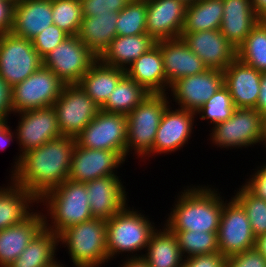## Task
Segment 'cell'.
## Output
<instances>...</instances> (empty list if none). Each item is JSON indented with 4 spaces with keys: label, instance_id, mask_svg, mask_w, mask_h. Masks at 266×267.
<instances>
[{
    "label": "cell",
    "instance_id": "41",
    "mask_svg": "<svg viewBox=\"0 0 266 267\" xmlns=\"http://www.w3.org/2000/svg\"><path fill=\"white\" fill-rule=\"evenodd\" d=\"M68 36L62 29L52 24L32 39L33 47L43 59Z\"/></svg>",
    "mask_w": 266,
    "mask_h": 267
},
{
    "label": "cell",
    "instance_id": "54",
    "mask_svg": "<svg viewBox=\"0 0 266 267\" xmlns=\"http://www.w3.org/2000/svg\"><path fill=\"white\" fill-rule=\"evenodd\" d=\"M65 266H67V265H65V263L62 264V262H60V261L57 259L55 262H53L51 265H49V266H47V267H65Z\"/></svg>",
    "mask_w": 266,
    "mask_h": 267
},
{
    "label": "cell",
    "instance_id": "55",
    "mask_svg": "<svg viewBox=\"0 0 266 267\" xmlns=\"http://www.w3.org/2000/svg\"><path fill=\"white\" fill-rule=\"evenodd\" d=\"M180 1H182V2L185 3L186 5H190V4L195 3V2L198 1V0H180Z\"/></svg>",
    "mask_w": 266,
    "mask_h": 267
},
{
    "label": "cell",
    "instance_id": "31",
    "mask_svg": "<svg viewBox=\"0 0 266 267\" xmlns=\"http://www.w3.org/2000/svg\"><path fill=\"white\" fill-rule=\"evenodd\" d=\"M118 13L83 17L78 33L79 39L99 58L117 36Z\"/></svg>",
    "mask_w": 266,
    "mask_h": 267
},
{
    "label": "cell",
    "instance_id": "4",
    "mask_svg": "<svg viewBox=\"0 0 266 267\" xmlns=\"http://www.w3.org/2000/svg\"><path fill=\"white\" fill-rule=\"evenodd\" d=\"M38 203H42L38 206H46L44 207L46 210L43 211L45 228L58 235L69 226L93 218L87 188L82 182L67 179L46 192Z\"/></svg>",
    "mask_w": 266,
    "mask_h": 267
},
{
    "label": "cell",
    "instance_id": "42",
    "mask_svg": "<svg viewBox=\"0 0 266 267\" xmlns=\"http://www.w3.org/2000/svg\"><path fill=\"white\" fill-rule=\"evenodd\" d=\"M83 17L119 13L131 0H80Z\"/></svg>",
    "mask_w": 266,
    "mask_h": 267
},
{
    "label": "cell",
    "instance_id": "20",
    "mask_svg": "<svg viewBox=\"0 0 266 267\" xmlns=\"http://www.w3.org/2000/svg\"><path fill=\"white\" fill-rule=\"evenodd\" d=\"M120 177L110 175L85 182L93 218L107 221L129 203L125 182Z\"/></svg>",
    "mask_w": 266,
    "mask_h": 267
},
{
    "label": "cell",
    "instance_id": "3",
    "mask_svg": "<svg viewBox=\"0 0 266 267\" xmlns=\"http://www.w3.org/2000/svg\"><path fill=\"white\" fill-rule=\"evenodd\" d=\"M138 209L127 204L119 213L106 221L109 263L111 260H116L120 254L121 257L127 256L125 257L127 259L143 257V251L146 250L150 237L158 225Z\"/></svg>",
    "mask_w": 266,
    "mask_h": 267
},
{
    "label": "cell",
    "instance_id": "9",
    "mask_svg": "<svg viewBox=\"0 0 266 267\" xmlns=\"http://www.w3.org/2000/svg\"><path fill=\"white\" fill-rule=\"evenodd\" d=\"M43 65L32 40L13 33L0 35V77L12 88Z\"/></svg>",
    "mask_w": 266,
    "mask_h": 267
},
{
    "label": "cell",
    "instance_id": "37",
    "mask_svg": "<svg viewBox=\"0 0 266 267\" xmlns=\"http://www.w3.org/2000/svg\"><path fill=\"white\" fill-rule=\"evenodd\" d=\"M147 1L131 0L119 13L116 23L117 36L147 34Z\"/></svg>",
    "mask_w": 266,
    "mask_h": 267
},
{
    "label": "cell",
    "instance_id": "57",
    "mask_svg": "<svg viewBox=\"0 0 266 267\" xmlns=\"http://www.w3.org/2000/svg\"><path fill=\"white\" fill-rule=\"evenodd\" d=\"M7 1H12V2L16 3L18 0H7Z\"/></svg>",
    "mask_w": 266,
    "mask_h": 267
},
{
    "label": "cell",
    "instance_id": "43",
    "mask_svg": "<svg viewBox=\"0 0 266 267\" xmlns=\"http://www.w3.org/2000/svg\"><path fill=\"white\" fill-rule=\"evenodd\" d=\"M225 267H266V258L254 247L228 256Z\"/></svg>",
    "mask_w": 266,
    "mask_h": 267
},
{
    "label": "cell",
    "instance_id": "11",
    "mask_svg": "<svg viewBox=\"0 0 266 267\" xmlns=\"http://www.w3.org/2000/svg\"><path fill=\"white\" fill-rule=\"evenodd\" d=\"M97 59L77 35H69L43 58V66L65 85H73L79 83Z\"/></svg>",
    "mask_w": 266,
    "mask_h": 267
},
{
    "label": "cell",
    "instance_id": "24",
    "mask_svg": "<svg viewBox=\"0 0 266 267\" xmlns=\"http://www.w3.org/2000/svg\"><path fill=\"white\" fill-rule=\"evenodd\" d=\"M53 24L51 0H18L11 33L32 40Z\"/></svg>",
    "mask_w": 266,
    "mask_h": 267
},
{
    "label": "cell",
    "instance_id": "49",
    "mask_svg": "<svg viewBox=\"0 0 266 267\" xmlns=\"http://www.w3.org/2000/svg\"><path fill=\"white\" fill-rule=\"evenodd\" d=\"M264 118H266V73H262L260 91L255 108Z\"/></svg>",
    "mask_w": 266,
    "mask_h": 267
},
{
    "label": "cell",
    "instance_id": "7",
    "mask_svg": "<svg viewBox=\"0 0 266 267\" xmlns=\"http://www.w3.org/2000/svg\"><path fill=\"white\" fill-rule=\"evenodd\" d=\"M264 117L254 108H236L230 118L214 125L209 140L215 148L248 149L260 146L263 139Z\"/></svg>",
    "mask_w": 266,
    "mask_h": 267
},
{
    "label": "cell",
    "instance_id": "53",
    "mask_svg": "<svg viewBox=\"0 0 266 267\" xmlns=\"http://www.w3.org/2000/svg\"><path fill=\"white\" fill-rule=\"evenodd\" d=\"M261 145L262 146L264 145L265 146L264 148L266 149V118H264V130H263V139Z\"/></svg>",
    "mask_w": 266,
    "mask_h": 267
},
{
    "label": "cell",
    "instance_id": "13",
    "mask_svg": "<svg viewBox=\"0 0 266 267\" xmlns=\"http://www.w3.org/2000/svg\"><path fill=\"white\" fill-rule=\"evenodd\" d=\"M53 108L62 136L72 138H76L100 110L78 84L65 85Z\"/></svg>",
    "mask_w": 266,
    "mask_h": 267
},
{
    "label": "cell",
    "instance_id": "56",
    "mask_svg": "<svg viewBox=\"0 0 266 267\" xmlns=\"http://www.w3.org/2000/svg\"><path fill=\"white\" fill-rule=\"evenodd\" d=\"M180 267H189L185 262Z\"/></svg>",
    "mask_w": 266,
    "mask_h": 267
},
{
    "label": "cell",
    "instance_id": "15",
    "mask_svg": "<svg viewBox=\"0 0 266 267\" xmlns=\"http://www.w3.org/2000/svg\"><path fill=\"white\" fill-rule=\"evenodd\" d=\"M223 85L224 72L207 69L203 73L180 78L170 86L168 94L178 108L196 113Z\"/></svg>",
    "mask_w": 266,
    "mask_h": 267
},
{
    "label": "cell",
    "instance_id": "38",
    "mask_svg": "<svg viewBox=\"0 0 266 267\" xmlns=\"http://www.w3.org/2000/svg\"><path fill=\"white\" fill-rule=\"evenodd\" d=\"M237 190V191H236ZM232 197L244 208L255 237L266 233V201L253 195L243 184Z\"/></svg>",
    "mask_w": 266,
    "mask_h": 267
},
{
    "label": "cell",
    "instance_id": "22",
    "mask_svg": "<svg viewBox=\"0 0 266 267\" xmlns=\"http://www.w3.org/2000/svg\"><path fill=\"white\" fill-rule=\"evenodd\" d=\"M224 85L228 88L236 108H256L262 73L236 58L224 71Z\"/></svg>",
    "mask_w": 266,
    "mask_h": 267
},
{
    "label": "cell",
    "instance_id": "5",
    "mask_svg": "<svg viewBox=\"0 0 266 267\" xmlns=\"http://www.w3.org/2000/svg\"><path fill=\"white\" fill-rule=\"evenodd\" d=\"M73 267H101L108 263L106 220L92 218L69 226L59 234Z\"/></svg>",
    "mask_w": 266,
    "mask_h": 267
},
{
    "label": "cell",
    "instance_id": "47",
    "mask_svg": "<svg viewBox=\"0 0 266 267\" xmlns=\"http://www.w3.org/2000/svg\"><path fill=\"white\" fill-rule=\"evenodd\" d=\"M11 88L0 77V119H7L12 114Z\"/></svg>",
    "mask_w": 266,
    "mask_h": 267
},
{
    "label": "cell",
    "instance_id": "26",
    "mask_svg": "<svg viewBox=\"0 0 266 267\" xmlns=\"http://www.w3.org/2000/svg\"><path fill=\"white\" fill-rule=\"evenodd\" d=\"M224 13L220 31L225 38L238 48L260 21L251 4V0H223Z\"/></svg>",
    "mask_w": 266,
    "mask_h": 267
},
{
    "label": "cell",
    "instance_id": "51",
    "mask_svg": "<svg viewBox=\"0 0 266 267\" xmlns=\"http://www.w3.org/2000/svg\"><path fill=\"white\" fill-rule=\"evenodd\" d=\"M123 260L120 261L123 262L119 265L120 267H149L142 258H124Z\"/></svg>",
    "mask_w": 266,
    "mask_h": 267
},
{
    "label": "cell",
    "instance_id": "23",
    "mask_svg": "<svg viewBox=\"0 0 266 267\" xmlns=\"http://www.w3.org/2000/svg\"><path fill=\"white\" fill-rule=\"evenodd\" d=\"M43 210H36L22 223L0 231V267H8L45 227Z\"/></svg>",
    "mask_w": 266,
    "mask_h": 267
},
{
    "label": "cell",
    "instance_id": "10",
    "mask_svg": "<svg viewBox=\"0 0 266 267\" xmlns=\"http://www.w3.org/2000/svg\"><path fill=\"white\" fill-rule=\"evenodd\" d=\"M13 115L19 116L15 132L20 154H17L16 158L14 157L15 161L11 166V173L18 167L24 153L37 149L46 142L62 136L53 106L27 110Z\"/></svg>",
    "mask_w": 266,
    "mask_h": 267
},
{
    "label": "cell",
    "instance_id": "18",
    "mask_svg": "<svg viewBox=\"0 0 266 267\" xmlns=\"http://www.w3.org/2000/svg\"><path fill=\"white\" fill-rule=\"evenodd\" d=\"M181 38L208 69L224 71L237 58V48L219 29L182 33Z\"/></svg>",
    "mask_w": 266,
    "mask_h": 267
},
{
    "label": "cell",
    "instance_id": "16",
    "mask_svg": "<svg viewBox=\"0 0 266 267\" xmlns=\"http://www.w3.org/2000/svg\"><path fill=\"white\" fill-rule=\"evenodd\" d=\"M173 106L171 102L163 113L154 140L153 156L182 150L194 133L196 113Z\"/></svg>",
    "mask_w": 266,
    "mask_h": 267
},
{
    "label": "cell",
    "instance_id": "33",
    "mask_svg": "<svg viewBox=\"0 0 266 267\" xmlns=\"http://www.w3.org/2000/svg\"><path fill=\"white\" fill-rule=\"evenodd\" d=\"M224 13L223 0H198L187 5L182 33L218 30Z\"/></svg>",
    "mask_w": 266,
    "mask_h": 267
},
{
    "label": "cell",
    "instance_id": "14",
    "mask_svg": "<svg viewBox=\"0 0 266 267\" xmlns=\"http://www.w3.org/2000/svg\"><path fill=\"white\" fill-rule=\"evenodd\" d=\"M224 199L223 196L218 245L219 252L228 257L254 248L256 237L244 208L233 197Z\"/></svg>",
    "mask_w": 266,
    "mask_h": 267
},
{
    "label": "cell",
    "instance_id": "32",
    "mask_svg": "<svg viewBox=\"0 0 266 267\" xmlns=\"http://www.w3.org/2000/svg\"><path fill=\"white\" fill-rule=\"evenodd\" d=\"M59 235L45 227L8 267H47L58 258Z\"/></svg>",
    "mask_w": 266,
    "mask_h": 267
},
{
    "label": "cell",
    "instance_id": "17",
    "mask_svg": "<svg viewBox=\"0 0 266 267\" xmlns=\"http://www.w3.org/2000/svg\"><path fill=\"white\" fill-rule=\"evenodd\" d=\"M125 161L118 152L83 148L76 144L68 179L85 183L110 175H118L117 169L121 168Z\"/></svg>",
    "mask_w": 266,
    "mask_h": 267
},
{
    "label": "cell",
    "instance_id": "44",
    "mask_svg": "<svg viewBox=\"0 0 266 267\" xmlns=\"http://www.w3.org/2000/svg\"><path fill=\"white\" fill-rule=\"evenodd\" d=\"M265 163V164H264ZM258 165L243 185L256 197L266 201V162Z\"/></svg>",
    "mask_w": 266,
    "mask_h": 267
},
{
    "label": "cell",
    "instance_id": "48",
    "mask_svg": "<svg viewBox=\"0 0 266 267\" xmlns=\"http://www.w3.org/2000/svg\"><path fill=\"white\" fill-rule=\"evenodd\" d=\"M10 118L0 119V150L4 151V149L9 147V145L13 142L14 139H17L15 130H12L9 121Z\"/></svg>",
    "mask_w": 266,
    "mask_h": 267
},
{
    "label": "cell",
    "instance_id": "40",
    "mask_svg": "<svg viewBox=\"0 0 266 267\" xmlns=\"http://www.w3.org/2000/svg\"><path fill=\"white\" fill-rule=\"evenodd\" d=\"M53 24L68 35H78L82 22L80 0H51Z\"/></svg>",
    "mask_w": 266,
    "mask_h": 267
},
{
    "label": "cell",
    "instance_id": "36",
    "mask_svg": "<svg viewBox=\"0 0 266 267\" xmlns=\"http://www.w3.org/2000/svg\"><path fill=\"white\" fill-rule=\"evenodd\" d=\"M174 232L180 251L187 259L195 255L219 252L218 233L195 231Z\"/></svg>",
    "mask_w": 266,
    "mask_h": 267
},
{
    "label": "cell",
    "instance_id": "6",
    "mask_svg": "<svg viewBox=\"0 0 266 267\" xmlns=\"http://www.w3.org/2000/svg\"><path fill=\"white\" fill-rule=\"evenodd\" d=\"M170 99L169 94L150 93L126 116V160L133 152V156H136V159L139 157L143 162L149 160L150 157L153 158V145L157 129L165 109L172 101Z\"/></svg>",
    "mask_w": 266,
    "mask_h": 267
},
{
    "label": "cell",
    "instance_id": "34",
    "mask_svg": "<svg viewBox=\"0 0 266 267\" xmlns=\"http://www.w3.org/2000/svg\"><path fill=\"white\" fill-rule=\"evenodd\" d=\"M149 94L143 86L125 74L100 109L127 116Z\"/></svg>",
    "mask_w": 266,
    "mask_h": 267
},
{
    "label": "cell",
    "instance_id": "35",
    "mask_svg": "<svg viewBox=\"0 0 266 267\" xmlns=\"http://www.w3.org/2000/svg\"><path fill=\"white\" fill-rule=\"evenodd\" d=\"M237 58L248 66L266 73V20H260L237 48Z\"/></svg>",
    "mask_w": 266,
    "mask_h": 267
},
{
    "label": "cell",
    "instance_id": "12",
    "mask_svg": "<svg viewBox=\"0 0 266 267\" xmlns=\"http://www.w3.org/2000/svg\"><path fill=\"white\" fill-rule=\"evenodd\" d=\"M75 140L80 147L118 152L126 160V115L100 109Z\"/></svg>",
    "mask_w": 266,
    "mask_h": 267
},
{
    "label": "cell",
    "instance_id": "39",
    "mask_svg": "<svg viewBox=\"0 0 266 267\" xmlns=\"http://www.w3.org/2000/svg\"><path fill=\"white\" fill-rule=\"evenodd\" d=\"M236 107L233 105L228 88L223 85L207 102L196 112V117L200 120L208 121L210 126L230 118Z\"/></svg>",
    "mask_w": 266,
    "mask_h": 267
},
{
    "label": "cell",
    "instance_id": "8",
    "mask_svg": "<svg viewBox=\"0 0 266 267\" xmlns=\"http://www.w3.org/2000/svg\"><path fill=\"white\" fill-rule=\"evenodd\" d=\"M65 84L45 66L11 88L12 114L53 106Z\"/></svg>",
    "mask_w": 266,
    "mask_h": 267
},
{
    "label": "cell",
    "instance_id": "30",
    "mask_svg": "<svg viewBox=\"0 0 266 267\" xmlns=\"http://www.w3.org/2000/svg\"><path fill=\"white\" fill-rule=\"evenodd\" d=\"M142 259L149 267H180L184 263L176 236L165 224L151 235Z\"/></svg>",
    "mask_w": 266,
    "mask_h": 267
},
{
    "label": "cell",
    "instance_id": "19",
    "mask_svg": "<svg viewBox=\"0 0 266 267\" xmlns=\"http://www.w3.org/2000/svg\"><path fill=\"white\" fill-rule=\"evenodd\" d=\"M146 30L156 42L180 38L187 5L180 0H146Z\"/></svg>",
    "mask_w": 266,
    "mask_h": 267
},
{
    "label": "cell",
    "instance_id": "28",
    "mask_svg": "<svg viewBox=\"0 0 266 267\" xmlns=\"http://www.w3.org/2000/svg\"><path fill=\"white\" fill-rule=\"evenodd\" d=\"M156 43L148 34L116 36L98 59L105 65L126 69Z\"/></svg>",
    "mask_w": 266,
    "mask_h": 267
},
{
    "label": "cell",
    "instance_id": "52",
    "mask_svg": "<svg viewBox=\"0 0 266 267\" xmlns=\"http://www.w3.org/2000/svg\"><path fill=\"white\" fill-rule=\"evenodd\" d=\"M255 248L266 258V233L256 237Z\"/></svg>",
    "mask_w": 266,
    "mask_h": 267
},
{
    "label": "cell",
    "instance_id": "1",
    "mask_svg": "<svg viewBox=\"0 0 266 267\" xmlns=\"http://www.w3.org/2000/svg\"><path fill=\"white\" fill-rule=\"evenodd\" d=\"M76 140L60 136L21 156L18 167L9 175L38 200L68 179Z\"/></svg>",
    "mask_w": 266,
    "mask_h": 267
},
{
    "label": "cell",
    "instance_id": "2",
    "mask_svg": "<svg viewBox=\"0 0 266 267\" xmlns=\"http://www.w3.org/2000/svg\"><path fill=\"white\" fill-rule=\"evenodd\" d=\"M192 184L182 187L175 196L167 219L163 222L171 231L218 233L223 197L212 185Z\"/></svg>",
    "mask_w": 266,
    "mask_h": 267
},
{
    "label": "cell",
    "instance_id": "27",
    "mask_svg": "<svg viewBox=\"0 0 266 267\" xmlns=\"http://www.w3.org/2000/svg\"><path fill=\"white\" fill-rule=\"evenodd\" d=\"M126 74L152 94H168L164 63L156 44L125 69Z\"/></svg>",
    "mask_w": 266,
    "mask_h": 267
},
{
    "label": "cell",
    "instance_id": "29",
    "mask_svg": "<svg viewBox=\"0 0 266 267\" xmlns=\"http://www.w3.org/2000/svg\"><path fill=\"white\" fill-rule=\"evenodd\" d=\"M125 74V69L105 65L97 59L83 75L78 85L101 108Z\"/></svg>",
    "mask_w": 266,
    "mask_h": 267
},
{
    "label": "cell",
    "instance_id": "25",
    "mask_svg": "<svg viewBox=\"0 0 266 267\" xmlns=\"http://www.w3.org/2000/svg\"><path fill=\"white\" fill-rule=\"evenodd\" d=\"M7 181L9 184L0 186V231L22 223L35 211L34 205L39 207L32 193L11 178Z\"/></svg>",
    "mask_w": 266,
    "mask_h": 267
},
{
    "label": "cell",
    "instance_id": "50",
    "mask_svg": "<svg viewBox=\"0 0 266 267\" xmlns=\"http://www.w3.org/2000/svg\"><path fill=\"white\" fill-rule=\"evenodd\" d=\"M253 11L260 20H266V0H251Z\"/></svg>",
    "mask_w": 266,
    "mask_h": 267
},
{
    "label": "cell",
    "instance_id": "45",
    "mask_svg": "<svg viewBox=\"0 0 266 267\" xmlns=\"http://www.w3.org/2000/svg\"><path fill=\"white\" fill-rule=\"evenodd\" d=\"M227 257L220 252L195 255L184 259L189 267H225Z\"/></svg>",
    "mask_w": 266,
    "mask_h": 267
},
{
    "label": "cell",
    "instance_id": "21",
    "mask_svg": "<svg viewBox=\"0 0 266 267\" xmlns=\"http://www.w3.org/2000/svg\"><path fill=\"white\" fill-rule=\"evenodd\" d=\"M156 44L161 49L168 92L170 86L180 78L200 74L208 69L181 37L158 41Z\"/></svg>",
    "mask_w": 266,
    "mask_h": 267
},
{
    "label": "cell",
    "instance_id": "46",
    "mask_svg": "<svg viewBox=\"0 0 266 267\" xmlns=\"http://www.w3.org/2000/svg\"><path fill=\"white\" fill-rule=\"evenodd\" d=\"M15 3L7 0H0V35L11 33L13 26Z\"/></svg>",
    "mask_w": 266,
    "mask_h": 267
}]
</instances>
